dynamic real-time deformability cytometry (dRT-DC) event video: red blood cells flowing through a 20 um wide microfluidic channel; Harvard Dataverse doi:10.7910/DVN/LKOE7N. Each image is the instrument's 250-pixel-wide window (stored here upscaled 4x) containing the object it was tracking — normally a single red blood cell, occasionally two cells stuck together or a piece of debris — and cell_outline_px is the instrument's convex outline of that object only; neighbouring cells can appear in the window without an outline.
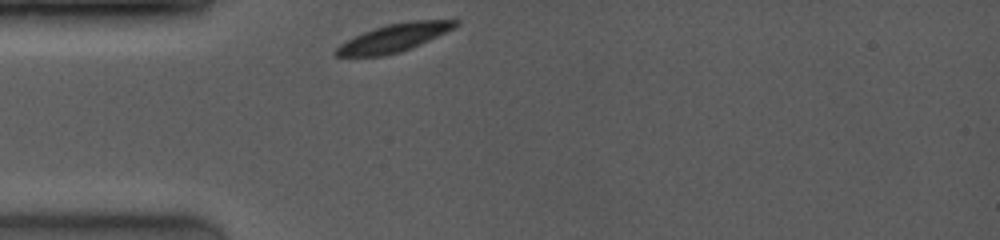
{"species": "common noctule bat (a hibernating species)", "species_latin": "Nyctalus noctula", "temperature_condition": "room temperature", "stored_images_in_passage": 3, "camera_frame_rate_fps": 4000, "um_per_image_px": 0.085, "animal": {"sex": "female", "body_mass_g": 19.0, "forearm_length_mm": 53.3}, "frame": {"image": 1, "passage_image": 1, "time_ms": 0.0, "image_size_px": [1000, 240], "cell_outline_px": [[460, 24], [456, 28], [412, 48], [400, 52], [384, 56], [332, 56], [332, 52], [340, 44], [372, 28], [388, 24], [416, 20], [460, 20]], "centroid_in_image_um": [33.51, 3.22], "position_along_channel_um": 51.5, "area_um2": 19.54}}